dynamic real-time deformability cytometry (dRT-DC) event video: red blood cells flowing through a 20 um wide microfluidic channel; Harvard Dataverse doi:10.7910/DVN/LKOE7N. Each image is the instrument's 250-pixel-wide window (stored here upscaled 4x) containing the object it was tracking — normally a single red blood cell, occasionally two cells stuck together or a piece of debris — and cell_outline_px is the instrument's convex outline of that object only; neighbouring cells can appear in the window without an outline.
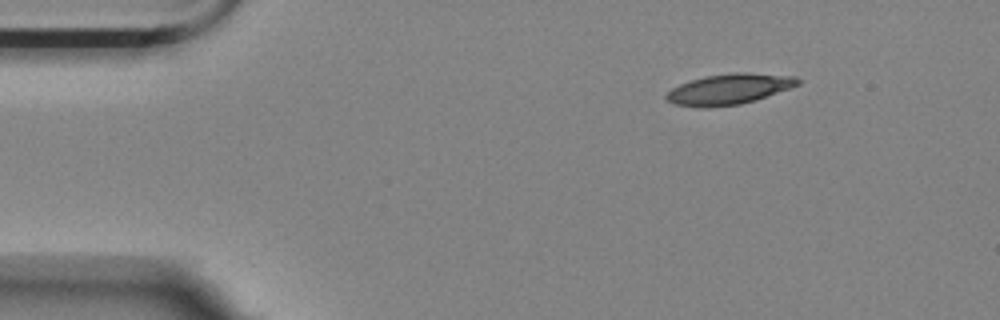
{"species": "Egyptian fruit bat (a non-hibernating species)", "species_latin": "Rousettus aegyptiacus", "temperature_condition": "room temperature", "stored_images_in_passage": 3, "camera_frame_rate_fps": 3000, "um_per_image_px": 0.085, "animal": {"sex": "female"}, "frame": {"image": 1, "passage_image": 1, "time_ms": 0.0, "image_size_px": [1000, 320], "cell_outline_px": [[800, 84], [756, 100], [740, 104], [708, 108], [704, 108], [676, 104], [668, 100], [664, 96], [672, 88], [680, 84], [704, 76], [732, 72], [748, 72], [796, 76], [800, 80]], "centroid_in_image_um": [61.99, 7.57], "position_along_channel_um": 23.0, "area_um2": 23.47}}